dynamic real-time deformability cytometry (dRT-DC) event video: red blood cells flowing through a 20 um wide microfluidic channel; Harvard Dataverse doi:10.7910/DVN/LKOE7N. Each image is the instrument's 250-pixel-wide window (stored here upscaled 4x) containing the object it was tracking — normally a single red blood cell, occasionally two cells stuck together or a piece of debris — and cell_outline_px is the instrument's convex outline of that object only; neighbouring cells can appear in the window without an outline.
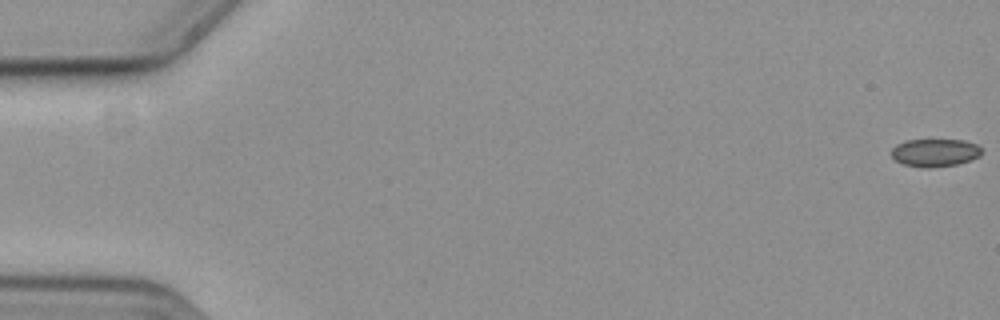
{"species": "common noctule bat (a hibernating species)", "species_latin": "Nyctalus noctula", "temperature_condition": "cold", "stored_images_in_passage": 6, "camera_frame_rate_fps": 3000, "um_per_image_px": 0.085, "animal": {"sex": "female", "body_mass_g": 19.3, "forearm_length_mm": 54.1}, "frame": {"image": 1, "passage_image": 1, "time_ms": 0.0, "image_size_px": [1000, 320], "cell_outline_px": [[980, 156], [972, 160], [956, 164], [928, 168], [924, 168], [904, 164], [896, 160], [892, 156], [892, 148], [896, 144], [904, 140], [964, 140], [976, 144], [980, 148]], "centroid_in_image_um": [79.46, 12.97], "position_along_channel_um": 5.5, "area_um2": 14.57}}